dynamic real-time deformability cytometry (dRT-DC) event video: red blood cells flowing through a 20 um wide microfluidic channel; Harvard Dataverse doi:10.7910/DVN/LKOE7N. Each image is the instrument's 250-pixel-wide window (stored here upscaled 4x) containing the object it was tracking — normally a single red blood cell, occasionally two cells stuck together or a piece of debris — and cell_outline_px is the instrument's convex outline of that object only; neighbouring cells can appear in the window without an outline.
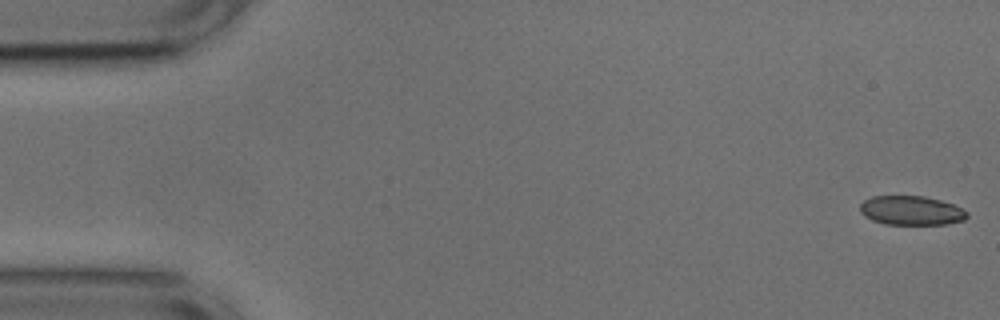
{"species": "common noctule bat (a hibernating species)", "species_latin": "Nyctalus noctula", "temperature_condition": "cold", "stored_images_in_passage": 16, "camera_frame_rate_fps": 3000, "um_per_image_px": 0.085, "animal": {"sex": "male", "body_mass_g": 17.9, "forearm_length_mm": 54.2}, "frame": {"image": 1, "passage_image": 1, "time_ms": 0.0, "image_size_px": [1000, 320], "cell_outline_px": [[968, 216], [964, 220], [948, 224], [884, 224], [872, 220], [864, 216], [860, 212], [860, 204], [864, 200], [872, 196], [924, 196], [940, 200], [952, 204], [968, 212]], "centroid_in_image_um": [77.44, 17.89], "position_along_channel_um": 7.6, "area_um2": 18.21}}
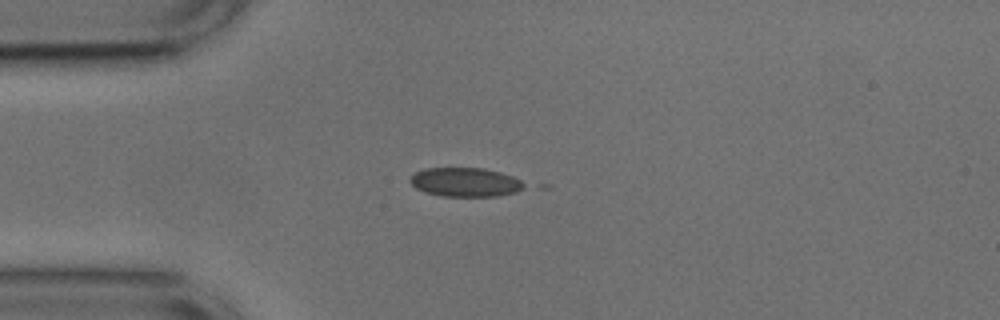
{"frame": {"image": 2, "passage_image": 13, "time_ms": 4.0, "image_size_px": [1000, 320], "cell_outline_px": [[528, 184], [524, 188], [516, 192], [496, 196], [440, 196], [424, 192], [416, 188], [408, 180], [412, 172], [424, 168], [484, 168], [500, 172], [512, 176]], "centroid_in_image_um": [39.52, 15.48], "position_along_channel_um": 45.5, "area_um2": 19.54}}